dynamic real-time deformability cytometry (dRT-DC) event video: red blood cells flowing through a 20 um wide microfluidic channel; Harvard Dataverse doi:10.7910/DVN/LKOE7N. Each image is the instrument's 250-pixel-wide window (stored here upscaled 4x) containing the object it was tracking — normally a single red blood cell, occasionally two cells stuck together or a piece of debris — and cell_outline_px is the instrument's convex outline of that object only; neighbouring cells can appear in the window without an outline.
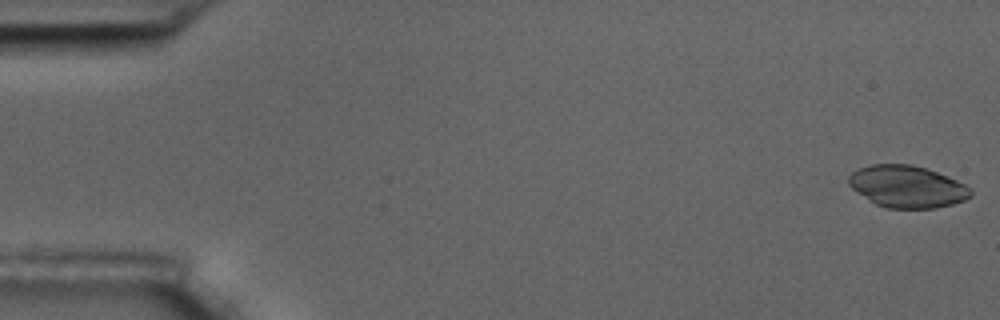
{"species": "common noctule bat (a hibernating species)", "species_latin": "Nyctalus noctula", "temperature_condition": "room temperature", "stored_images_in_passage": 56, "camera_frame_rate_fps": 3000, "um_per_image_px": 0.085, "animal": {"sex": "male", "body_mass_g": 17.5, "forearm_length_mm": 52.3}, "frame": {"image": 1, "passage_image": 1, "time_ms": 0.0, "image_size_px": [1000, 320], "cell_outline_px": [[972, 196], [964, 200], [952, 204], [936, 208], [888, 208], [876, 204], [852, 188], [848, 184], [848, 176], [852, 172], [860, 168], [872, 164], [912, 164], [936, 172], [956, 180], [972, 188]], "centroid_in_image_um": [77.12, 15.86], "position_along_channel_um": 7.9, "area_um2": 29.65}}
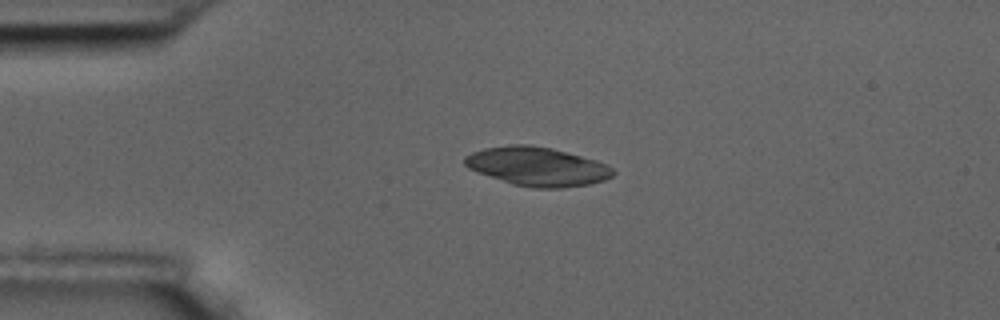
{"frame": {"image": 2, "passage_image": 13, "time_ms": 4.0, "image_size_px": [1000, 320], "cell_outline_px": [[616, 172], [612, 176], [604, 180], [592, 184], [564, 188], [532, 188], [512, 184], [468, 168], [464, 164], [464, 156], [472, 152], [484, 148], [508, 144], [528, 144], [552, 148], [596, 160], [608, 164]], "centroid_in_image_um": [45.69, 14.15], "position_along_channel_um": 39.3, "area_um2": 33.76}}